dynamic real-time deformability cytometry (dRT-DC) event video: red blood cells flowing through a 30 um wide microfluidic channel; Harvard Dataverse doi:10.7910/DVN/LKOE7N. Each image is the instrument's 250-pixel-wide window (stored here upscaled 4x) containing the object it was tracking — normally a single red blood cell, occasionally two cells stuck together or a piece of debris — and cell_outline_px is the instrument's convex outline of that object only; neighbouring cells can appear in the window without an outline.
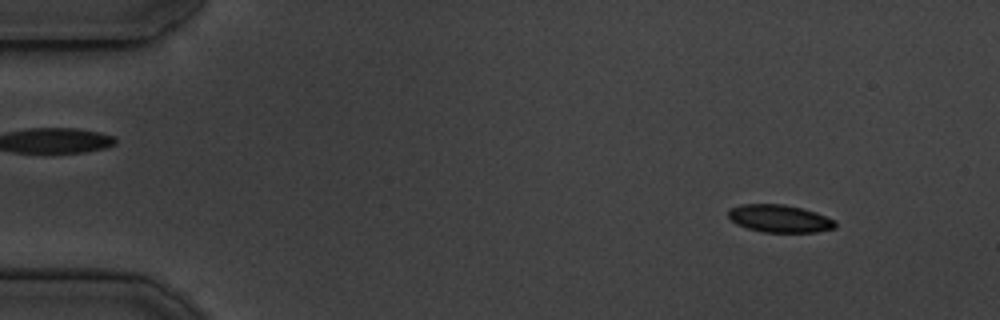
{"species": "common noctule bat (a hibernating species)", "species_latin": "Nyctalus noctula", "temperature_condition": "cold", "stored_images_in_passage": 53, "camera_frame_rate_fps": 3000, "um_per_image_px": 0.085, "animal": {"sex": "male", "body_mass_g": 19.5, "forearm_length_mm": 54.6}, "frame": {"image": 1, "passage_image": 5, "time_ms": 1.333, "image_size_px": [1000, 320], "cell_outline_px": [[836, 228], [816, 232], [764, 232], [748, 228], [736, 224], [728, 216], [728, 212], [732, 208], [744, 204], [784, 204], [816, 212], [836, 220]], "centroid_in_image_um": [66.3, 18.58], "position_along_channel_um": 18.7, "area_um2": 17.11}}
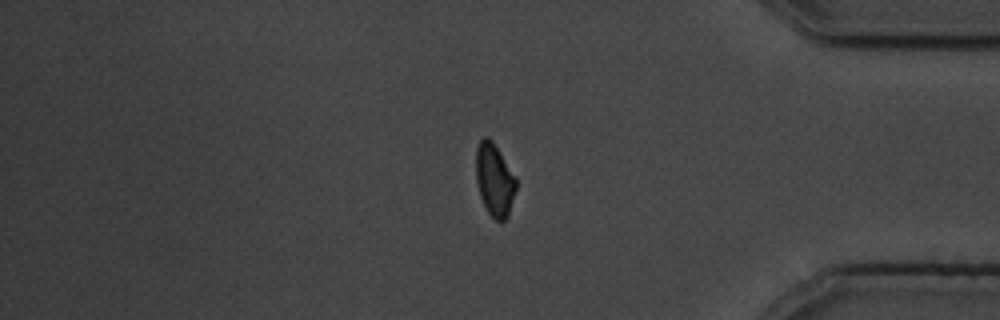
{"frame": {"image": 2, "passage_image": 44, "time_ms": 14.333, "image_size_px": [1000, 320], "cell_outline_px": [[516, 188], [508, 216], [504, 220], [496, 220], [488, 212], [480, 196], [476, 180], [476, 148], [480, 140], [484, 136], [488, 136], [492, 140], [516, 176]], "centroid_in_image_um": [42.03, 15.25], "position_along_channel_um": 393.2, "area_um2": 16.94}}
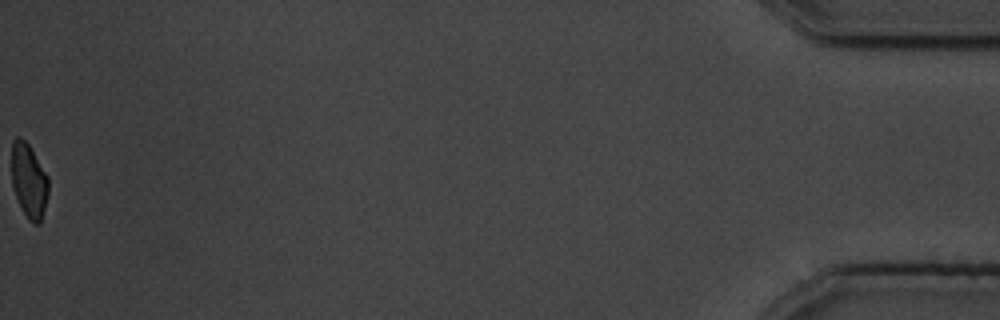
{"frame": {"image": 3, "passage_image": 53, "time_ms": 17.333, "image_size_px": [1000, 320], "cell_outline_px": [[48, 196], [40, 224], [36, 224], [28, 220], [16, 196], [12, 184], [12, 140], [16, 136], [20, 136], [28, 144], [48, 176]], "centroid_in_image_um": [2.46, 15.35], "position_along_channel_um": 432.7, "area_um2": 15.84}, "authors_computed_cell_mechanics": {"area_um2": 17.7446, "velocity_mm_per_s": 3.7732, "shape_relaxation_time_tau1_ms": 2.4194, "shape_relaxation_time_tau2_ms": 1.8605, "deformation_change_tau1": 0.1064, "deformation_change_tau2": 0.0819}}